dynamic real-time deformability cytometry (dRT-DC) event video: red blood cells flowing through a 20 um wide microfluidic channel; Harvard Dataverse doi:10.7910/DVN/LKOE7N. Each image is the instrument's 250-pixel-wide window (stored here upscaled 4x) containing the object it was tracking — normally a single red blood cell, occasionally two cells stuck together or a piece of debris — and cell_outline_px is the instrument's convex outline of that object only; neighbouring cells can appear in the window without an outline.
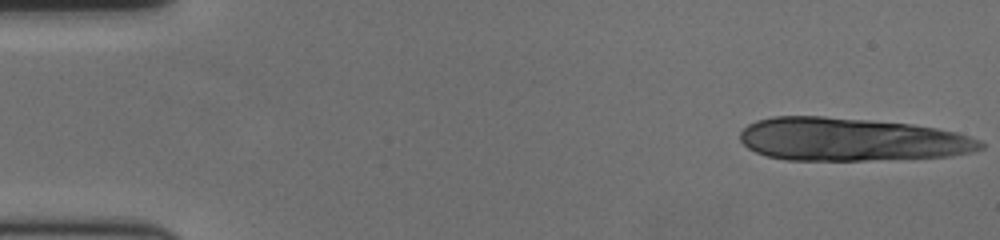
{"species": "human", "species_latin": "Homo sapiens", "temperature_condition": "cold", "stored_images_in_passage": 14, "camera_frame_rate_fps": 3000, "um_per_image_px": 0.085, "donor": {"sex": "female"}, "frame": {"image": 1, "passage_image": 1, "time_ms": 0.0, "image_size_px": [1000, 240], "cell_outline_px": [[984, 148], [972, 152], [952, 156], [868, 160], [784, 160], [768, 156], [756, 152], [748, 148], [740, 140], [740, 132], [748, 124], [756, 120], [772, 116], [824, 116], [912, 124], [936, 128], [956, 132], [980, 140], [984, 144]], "centroid_in_image_um": [72.33, 11.85], "position_along_channel_um": 12.7, "area_um2": 60.57}}